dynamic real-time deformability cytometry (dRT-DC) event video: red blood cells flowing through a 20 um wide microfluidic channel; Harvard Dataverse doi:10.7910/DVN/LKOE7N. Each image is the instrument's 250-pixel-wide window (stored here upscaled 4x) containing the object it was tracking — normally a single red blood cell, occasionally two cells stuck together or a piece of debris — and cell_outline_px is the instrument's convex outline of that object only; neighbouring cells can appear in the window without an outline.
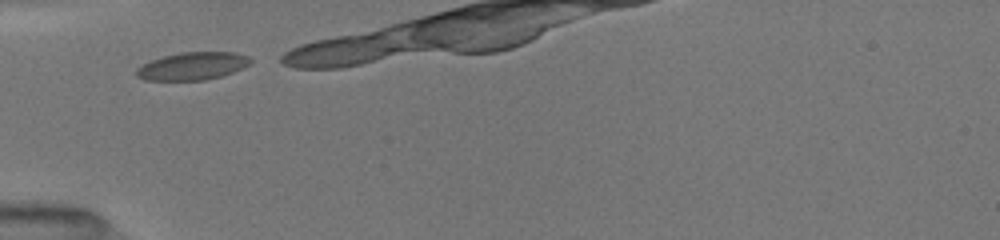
{"species": "common noctule bat (a hibernating species)", "species_latin": "Nyctalus noctula", "temperature_condition": "room temperature", "stored_images_in_passage": 4, "camera_frame_rate_fps": 3000, "um_per_image_px": 0.085, "animal": {"sex": "female", "body_mass_g": 19.5, "forearm_length_mm": 54.1}, "frame": {"image": 1, "passage_image": 1, "time_ms": 0.0, "image_size_px": [1000, 240], "cell_outline_px": [[252, 60], [248, 64], [232, 72], [220, 76], [204, 80], [144, 80], [136, 76], [136, 68], [152, 60], [164, 56], [180, 52], [236, 52], [248, 56]], "centroid_in_image_um": [16.34, 5.61], "position_along_channel_um": 68.7, "area_um2": 18.21}}